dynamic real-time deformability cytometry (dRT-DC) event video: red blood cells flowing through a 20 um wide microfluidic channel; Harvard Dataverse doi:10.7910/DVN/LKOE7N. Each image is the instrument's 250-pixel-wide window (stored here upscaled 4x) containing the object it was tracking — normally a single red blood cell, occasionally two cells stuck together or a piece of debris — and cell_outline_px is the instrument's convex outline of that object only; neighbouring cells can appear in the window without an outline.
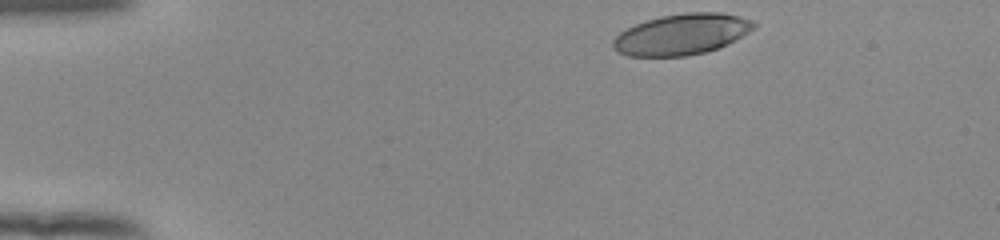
{"species": "human", "species_latin": "Homo sapiens", "temperature_condition": "room temperature", "stored_images_in_passage": 45, "camera_frame_rate_fps": 3000, "um_per_image_px": 0.085, "donor": {"sex": "female"}, "frame": {"image": 1, "passage_image": 1, "time_ms": 0.0, "image_size_px": [1000, 240], "cell_outline_px": [[756, 28], [736, 40], [720, 48], [704, 52], [684, 56], [628, 56], [616, 52], [612, 48], [612, 40], [620, 32], [636, 24], [660, 16], [684, 12], [720, 12], [740, 16], [756, 20]], "centroid_in_image_um": [57.98, 2.91], "position_along_channel_um": 27.0, "area_um2": 33.93}}
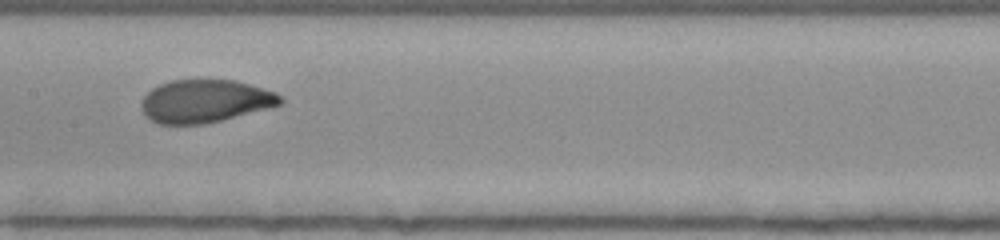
{"frame": {"image": 2, "passage_image": 20, "time_ms": 6.333, "image_size_px": [1000, 240], "cell_outline_px": [[284, 100], [280, 104], [272, 108], [204, 124], [156, 124], [144, 116], [140, 108], [140, 104], [144, 96], [152, 88], [160, 84], [172, 80], [236, 80], [276, 92]], "centroid_in_image_um": [17.41, 8.61], "position_along_channel_um": 190.0, "area_um2": 35.03}}
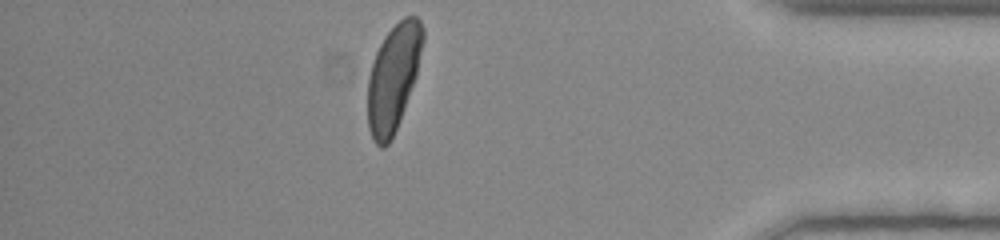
{"frame": {"image": 3, "passage_image": 39, "time_ms": 12.667, "image_size_px": [1000, 240], "cell_outline_px": [[424, 40], [416, 76], [404, 108], [396, 128], [388, 144], [384, 148], [380, 148], [372, 140], [368, 128], [368, 76], [376, 52], [384, 36], [404, 16], [416, 16], [420, 20], [424, 28]], "centroid_in_image_um": [33.43, 6.58], "position_along_channel_um": 401.8, "area_um2": 34.1}, "authors_computed_cell_mechanics": {"area_um2": 35.0268, "velocity_mm_per_s": 3.8703, "shape_relaxation_time_tau1_ms": 3.6679, "shape_relaxation_time_tau2_ms": null, "deformation_change_tau1": 0.1642, "deformation_change_tau2": null}}